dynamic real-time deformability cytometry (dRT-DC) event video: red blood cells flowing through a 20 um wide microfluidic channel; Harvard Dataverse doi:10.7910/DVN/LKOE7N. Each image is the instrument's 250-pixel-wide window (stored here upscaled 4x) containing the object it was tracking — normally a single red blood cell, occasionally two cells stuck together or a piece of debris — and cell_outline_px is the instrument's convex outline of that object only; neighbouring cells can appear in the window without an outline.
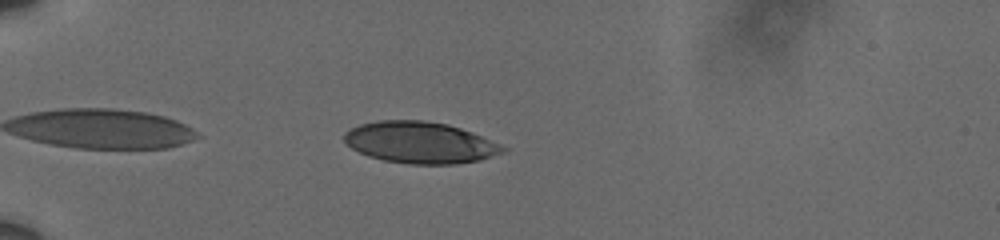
{"species": "human", "species_latin": "Homo sapiens", "temperature_condition": "cold", "stored_images_in_passage": 42, "camera_frame_rate_fps": 3000, "um_per_image_px": 0.085, "donor": {"sex": "male"}, "frame": {"image": 1, "passage_image": 5, "time_ms": 1.333, "image_size_px": [1000, 240], "cell_outline_px": [[508, 148], [504, 152], [480, 160], [456, 164], [408, 164], [384, 160], [368, 156], [352, 148], [344, 140], [344, 132], [360, 124], [380, 120], [424, 120], [448, 124], [472, 132], [500, 144]], "centroid_in_image_um": [35.72, 12.11], "position_along_channel_um": 49.3, "area_um2": 38.32}}
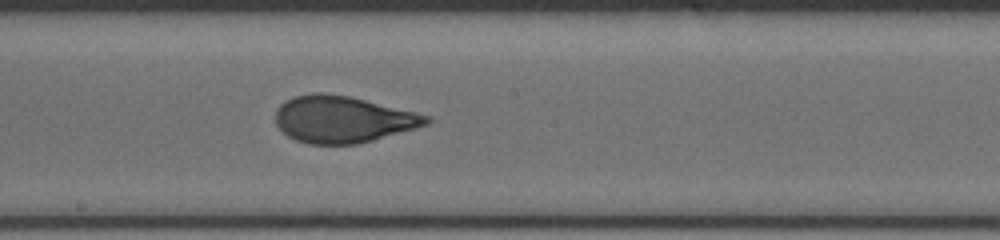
{"frame": {"image": 2, "passage_image": 22, "time_ms": 7.0, "image_size_px": [1000, 240], "cell_outline_px": [[432, 120], [428, 124], [416, 128], [372, 140], [356, 144], [308, 144], [296, 140], [288, 136], [276, 124], [276, 108], [280, 104], [296, 96], [312, 92], [320, 92], [348, 96], [416, 112], [432, 116]], "centroid_in_image_um": [29.14, 10.14], "position_along_channel_um": 219.1, "area_um2": 40.86}}
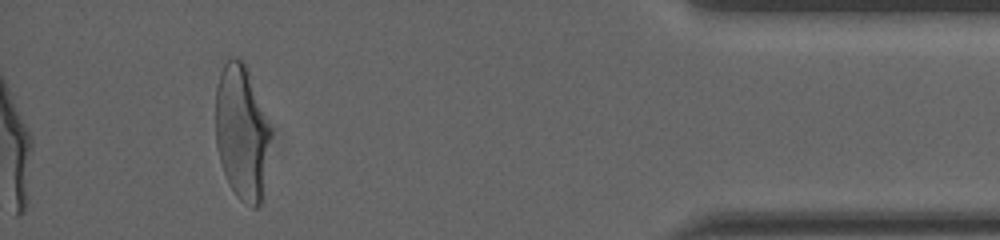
{"frame": {"image": 3, "passage_image": 42, "time_ms": 13.667, "image_size_px": [1000, 240], "cell_outline_px": [[272, 132], [260, 204], [256, 208], [252, 208], [244, 204], [236, 196], [228, 184], [216, 148], [216, 84], [220, 72], [224, 64], [232, 56], [240, 60], [244, 64], [248, 72]], "centroid_in_image_um": [20.53, 11.3], "position_along_channel_um": 414.7, "area_um2": 42.89}, "authors_computed_cell_mechanics": {"area_um2": 40.9513, "velocity_mm_per_s": 3.611, "shape_relaxation_time_tau1_ms": 6.1291, "shape_relaxation_time_tau2_ms": null, "deformation_change_tau1": 0.2244, "deformation_change_tau2": null}}